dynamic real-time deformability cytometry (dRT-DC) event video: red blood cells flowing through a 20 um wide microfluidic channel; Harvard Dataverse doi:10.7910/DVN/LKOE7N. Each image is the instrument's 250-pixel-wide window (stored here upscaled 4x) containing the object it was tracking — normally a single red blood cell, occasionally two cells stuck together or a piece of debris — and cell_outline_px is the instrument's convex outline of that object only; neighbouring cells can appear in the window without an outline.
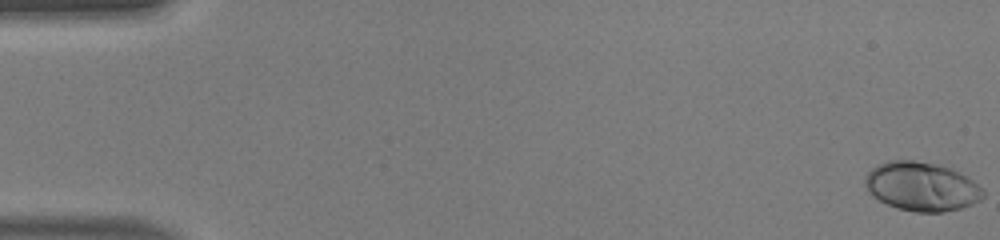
{"species": "human", "species_latin": "Homo sapiens", "temperature_condition": "warm", "stored_images_in_passage": 50, "camera_frame_rate_fps": 3000, "um_per_image_px": 0.085, "donor": {"sex": "male"}, "frame": {"image": 1, "passage_image": 1, "time_ms": 0.0, "image_size_px": [1000, 240], "cell_outline_px": [[984, 196], [980, 200], [972, 204], [960, 208], [944, 212], [916, 212], [896, 208], [872, 196], [864, 184], [864, 176], [876, 164], [888, 160], [912, 160], [936, 164], [948, 168], [972, 180], [984, 192]], "centroid_in_image_um": [78.28, 15.85], "position_along_channel_um": 6.7, "area_um2": 33.47}}
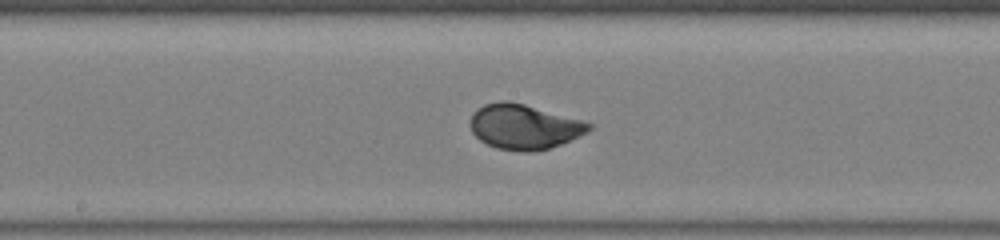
{"frame": {"image": 2, "passage_image": 27, "time_ms": 8.667, "image_size_px": [1000, 240], "cell_outline_px": [[592, 128], [588, 132], [580, 136], [560, 144], [548, 148], [532, 152], [520, 152], [496, 148], [480, 140], [472, 132], [468, 124], [472, 112], [476, 108], [484, 104], [500, 100], [508, 100], [524, 104], [580, 120], [592, 124]], "centroid_in_image_um": [44.48, 10.77], "position_along_channel_um": 203.7, "area_um2": 31.15}}
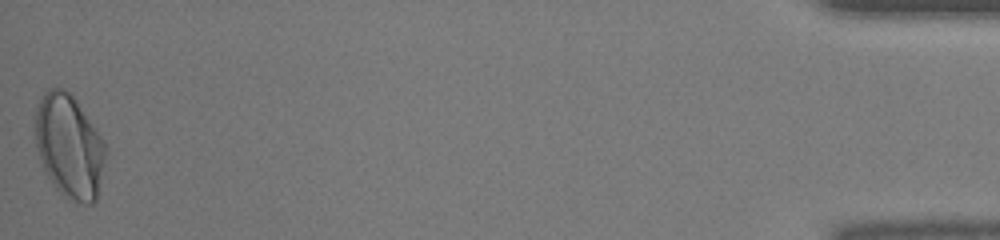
{"frame": {"image": 3, "passage_image": 50, "time_ms": 16.333, "image_size_px": [1000, 240], "cell_outline_px": [[104, 156], [96, 200], [92, 204], [84, 204], [64, 196], [56, 188], [48, 176], [44, 168], [36, 148], [36, 108], [40, 96], [48, 88], [64, 88], [76, 100], [104, 140]], "centroid_in_image_um": [5.86, 12.4], "position_along_channel_um": 429.3, "area_um2": 41.67}, "authors_computed_cell_mechanics": {"area_um2": 31.1253, "velocity_mm_per_s": 4.1865, "shape_relaxation_time_tau1_ms": 2.8897, "shape_relaxation_time_tau2_ms": null, "deformation_change_tau1": 0.1739, "deformation_change_tau2": null}}